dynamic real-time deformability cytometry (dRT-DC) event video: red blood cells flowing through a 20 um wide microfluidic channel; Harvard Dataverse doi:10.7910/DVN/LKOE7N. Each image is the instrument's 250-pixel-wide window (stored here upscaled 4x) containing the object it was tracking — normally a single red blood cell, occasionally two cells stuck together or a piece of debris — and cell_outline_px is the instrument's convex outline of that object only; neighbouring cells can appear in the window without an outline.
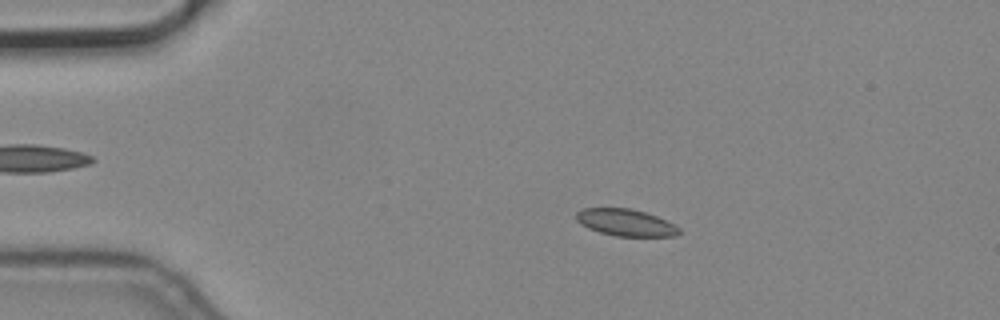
{"species": "common noctule bat (a hibernating species)", "species_latin": "Nyctalus noctula", "temperature_condition": "cold", "stored_images_in_passage": 7, "camera_frame_rate_fps": 3000, "um_per_image_px": 0.085, "animal": {"sex": "male", "body_mass_g": 19.2, "forearm_length_mm": 51.8}, "frame": {"image": 1, "passage_image": 3, "time_ms": 0.667, "image_size_px": [1000, 320], "cell_outline_px": [[680, 232], [676, 236], [616, 236], [600, 232], [588, 228], [580, 224], [576, 220], [576, 212], [580, 208], [632, 208], [656, 216], [680, 228]], "centroid_in_image_um": [53.14, 18.91], "position_along_channel_um": 31.9, "area_um2": 16.07}}
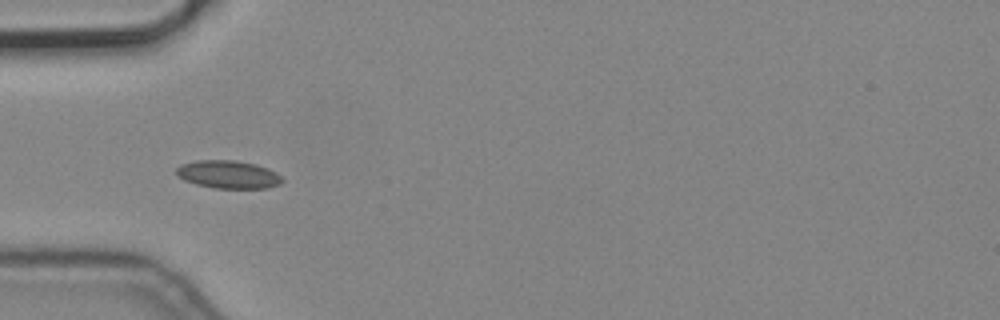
{"frame": {"image": 2, "passage_image": 5, "time_ms": 1.333, "image_size_px": [1000, 320], "cell_outline_px": [[284, 180], [280, 184], [268, 188], [212, 188], [196, 184], [184, 180], [176, 176], [176, 168], [180, 164], [196, 160], [232, 160], [256, 164], [268, 168], [276, 172]], "centroid_in_image_um": [19.38, 14.83], "position_along_channel_um": 65.6, "area_um2": 17.4}}
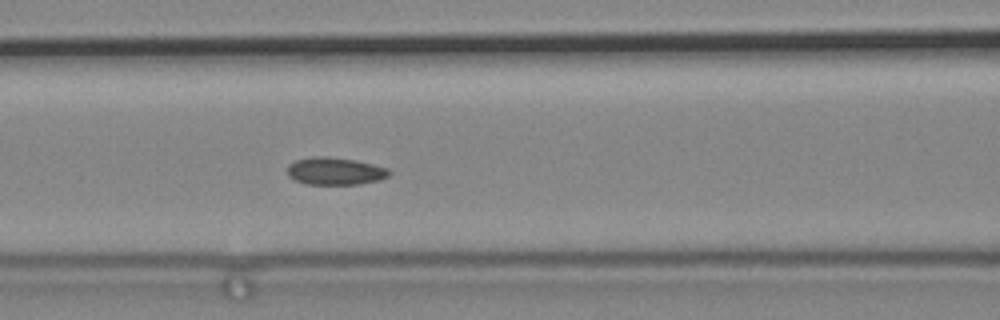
{"frame": {"image": 3, "passage_image": 7, "time_ms": 2.0, "image_size_px": [1000, 320], "cell_outline_px": [[392, 172], [388, 176], [380, 180], [360, 184], [304, 184], [288, 176], [288, 164], [296, 160], [312, 156], [328, 156], [356, 160], [388, 168]], "centroid_in_image_um": [28.49, 14.54], "position_along_channel_um": 138.1, "area_um2": 16.42}}